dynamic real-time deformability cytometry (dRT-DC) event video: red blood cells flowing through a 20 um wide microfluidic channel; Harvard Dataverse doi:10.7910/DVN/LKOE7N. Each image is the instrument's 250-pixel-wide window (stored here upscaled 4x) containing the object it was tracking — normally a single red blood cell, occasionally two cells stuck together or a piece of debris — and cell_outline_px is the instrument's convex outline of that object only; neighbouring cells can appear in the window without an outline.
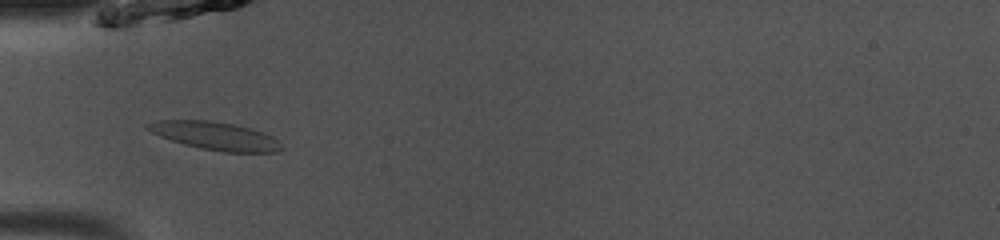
{"species": "common noctule bat (a hibernating species)", "species_latin": "Nyctalus noctula", "temperature_condition": "room temperature", "stored_images_in_passage": 49, "camera_frame_rate_fps": 3000, "um_per_image_px": 0.085, "animal": {"sex": "male", "body_mass_g": 13.0, "forearm_length_mm": 53.1}, "frame": {"image": 1, "passage_image": 16, "time_ms": 5.0, "image_size_px": [1000, 240], "cell_outline_px": [[284, 148], [280, 152], [224, 152], [200, 148], [184, 144], [160, 136], [144, 128], [144, 124], [160, 120], [208, 120], [232, 124], [252, 128], [264, 132], [280, 140]], "centroid_in_image_um": [18.35, 11.55], "position_along_channel_um": 66.7, "area_um2": 22.02}}
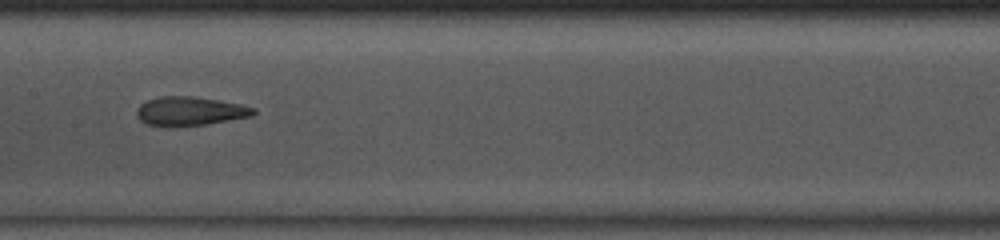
{"frame": {"image": 2, "passage_image": 25, "time_ms": 8.0, "image_size_px": [1000, 240], "cell_outline_px": [[256, 112], [252, 116], [204, 124], [172, 128], [148, 124], [140, 120], [136, 116], [136, 108], [140, 104], [148, 100], [160, 96], [192, 96], [240, 104], [256, 108]], "centroid_in_image_um": [16.1, 9.46], "position_along_channel_um": 191.3, "area_um2": 19.77}}
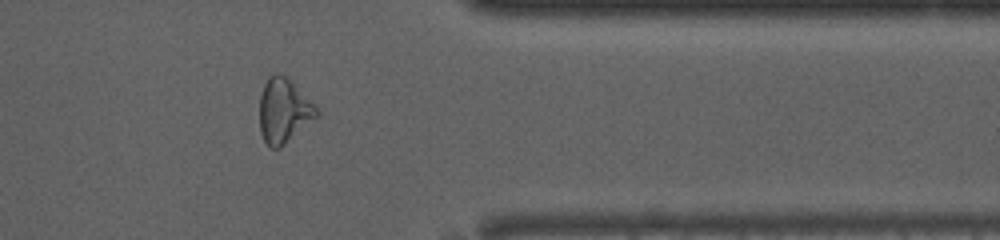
{"frame": {"image": 3, "passage_image": 40, "time_ms": 13.0, "image_size_px": [1000, 240], "cell_outline_px": [[320, 116], [280, 148], [268, 148], [260, 132], [260, 96], [264, 84], [268, 76], [276, 72], [284, 76], [316, 104], [320, 112]], "centroid_in_image_um": [24.14, 9.44], "position_along_channel_um": 387.3, "area_um2": 21.68}, "authors_computed_cell_mechanics": {"area_um2": 21.1548, "velocity_mm_per_s": 4.1126, "shape_relaxation_time_tau1_ms": 3.7767, "shape_relaxation_time_tau2_ms": 2.0831, "deformation_change_tau1": 0.1409, "deformation_change_tau2": 0.1269}}